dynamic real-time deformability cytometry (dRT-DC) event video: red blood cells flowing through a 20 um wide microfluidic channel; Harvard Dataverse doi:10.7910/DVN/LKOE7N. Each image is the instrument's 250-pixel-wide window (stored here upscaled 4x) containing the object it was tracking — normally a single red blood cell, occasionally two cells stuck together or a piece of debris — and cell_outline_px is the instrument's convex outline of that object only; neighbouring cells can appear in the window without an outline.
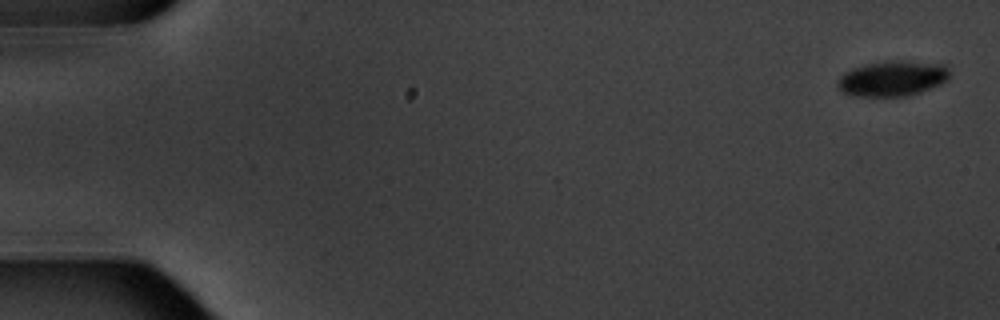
{"species": "common noctule bat (a hibernating species)", "species_latin": "Nyctalus noctula", "temperature_condition": "warm", "stored_images_in_passage": 5, "camera_frame_rate_fps": 3000, "um_per_image_px": 0.085, "animal": {"sex": "male", "body_mass_g": 20.1, "forearm_length_mm": 53.5}, "frame": {"image": 1, "passage_image": 1, "time_ms": 0.0, "image_size_px": [1000, 320], "cell_outline_px": [[948, 80], [940, 84], [920, 92], [908, 96], [856, 96], [844, 92], [840, 88], [840, 76], [844, 72], [868, 64], [944, 64], [948, 68]], "centroid_in_image_um": [75.87, 6.74], "position_along_channel_um": 9.1, "area_um2": 21.44}}
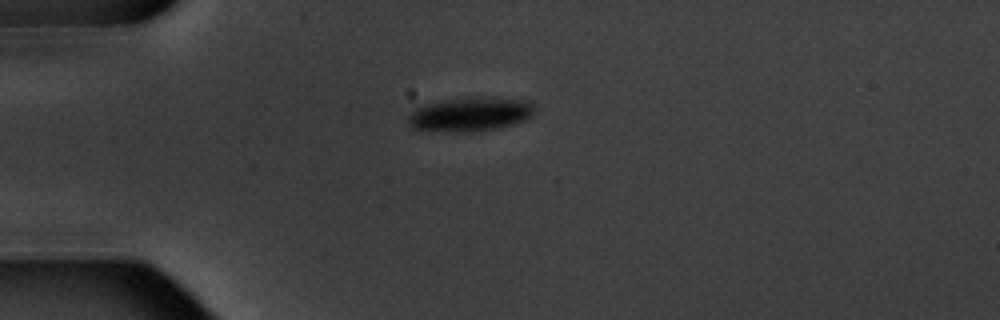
{"frame": {"image": 2, "passage_image": 5, "time_ms": 4.667, "image_size_px": [1000, 320], "cell_outline_px": [[536, 108], [532, 116], [516, 124], [500, 128], [480, 132], [428, 132], [412, 128], [408, 124], [408, 116], [416, 108], [428, 104], [468, 96], [532, 100]], "centroid_in_image_um": [40.01, 9.74], "position_along_channel_um": 45.0, "area_um2": 25.84}}